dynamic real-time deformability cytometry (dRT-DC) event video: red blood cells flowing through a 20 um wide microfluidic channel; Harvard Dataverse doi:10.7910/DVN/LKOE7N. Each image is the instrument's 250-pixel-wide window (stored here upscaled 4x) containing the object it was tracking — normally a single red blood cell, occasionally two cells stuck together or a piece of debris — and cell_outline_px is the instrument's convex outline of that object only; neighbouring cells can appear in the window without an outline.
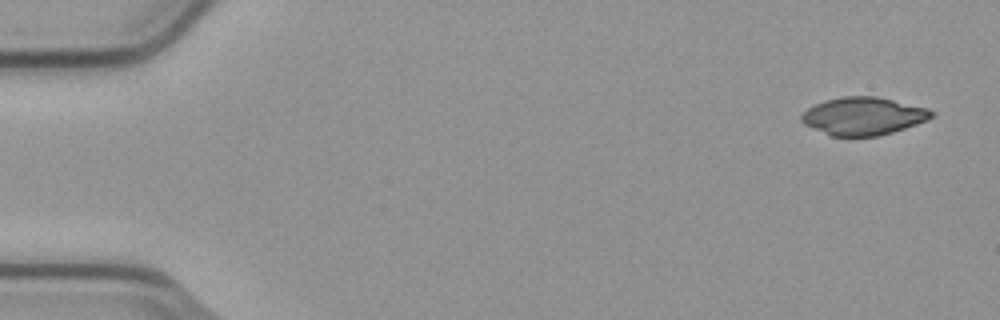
{"species": "common noctule bat (a hibernating species)", "species_latin": "Nyctalus noctula", "temperature_condition": "cold", "stored_images_in_passage": 6, "camera_frame_rate_fps": 3000, "um_per_image_px": 0.085, "animal": {"sex": "male", "body_mass_g": 23.1, "forearm_length_mm": 52.7}, "frame": {"image": 1, "passage_image": 1, "time_ms": 0.0, "image_size_px": [1000, 320], "cell_outline_px": [[936, 112], [928, 120], [892, 132], [876, 136], [832, 136], [812, 128], [804, 124], [800, 120], [800, 116], [808, 108], [824, 100], [844, 96], [876, 96], [928, 108]], "centroid_in_image_um": [73.38, 9.86], "position_along_channel_um": 11.6, "area_um2": 28.55}}